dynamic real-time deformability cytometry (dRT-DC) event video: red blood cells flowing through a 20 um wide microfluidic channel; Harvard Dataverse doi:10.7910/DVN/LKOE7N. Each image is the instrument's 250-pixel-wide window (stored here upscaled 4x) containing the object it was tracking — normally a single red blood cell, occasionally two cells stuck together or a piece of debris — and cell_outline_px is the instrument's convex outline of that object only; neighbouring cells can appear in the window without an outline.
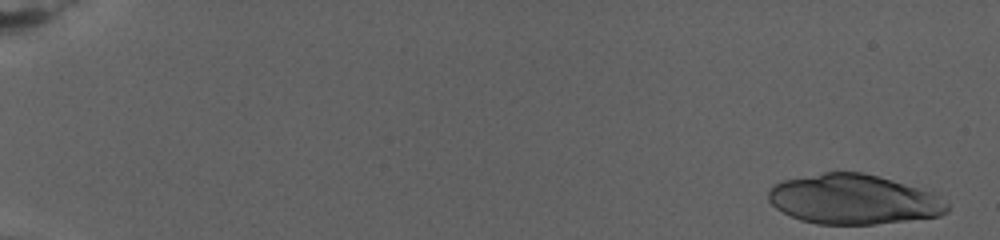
{"species": "human", "species_latin": "Homo sapiens", "temperature_condition": "warm", "stored_images_in_passage": 32, "camera_frame_rate_fps": 3000, "um_per_image_px": 0.085, "donor": {"sex": "female"}, "frame": {"image": 1, "passage_image": 1, "time_ms": 0.0, "image_size_px": [1000, 240], "cell_outline_px": [[948, 212], [940, 216], [876, 224], [816, 224], [800, 220], [776, 208], [768, 200], [768, 188], [784, 180], [824, 172], [860, 172], [892, 180], [932, 192], [948, 204]], "centroid_in_image_um": [72.54, 16.95], "position_along_channel_um": 12.5, "area_um2": 51.56}}
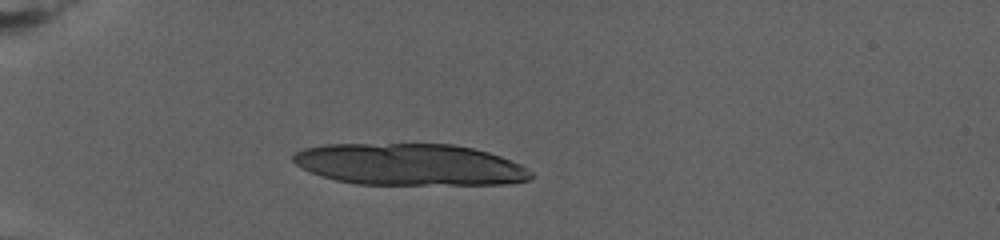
{"frame": {"image": 2, "passage_image": 26, "time_ms": 7.0, "image_size_px": [1000, 240], "cell_outline_px": [[536, 176], [528, 180], [504, 184], [356, 184], [336, 180], [320, 176], [296, 164], [292, 160], [292, 156], [296, 152], [304, 148], [324, 144], [452, 144], [472, 148], [488, 152], [500, 156], [520, 164], [532, 172]], "centroid_in_image_um": [34.83, 13.98], "position_along_channel_um": 50.2, "area_um2": 57.74}}